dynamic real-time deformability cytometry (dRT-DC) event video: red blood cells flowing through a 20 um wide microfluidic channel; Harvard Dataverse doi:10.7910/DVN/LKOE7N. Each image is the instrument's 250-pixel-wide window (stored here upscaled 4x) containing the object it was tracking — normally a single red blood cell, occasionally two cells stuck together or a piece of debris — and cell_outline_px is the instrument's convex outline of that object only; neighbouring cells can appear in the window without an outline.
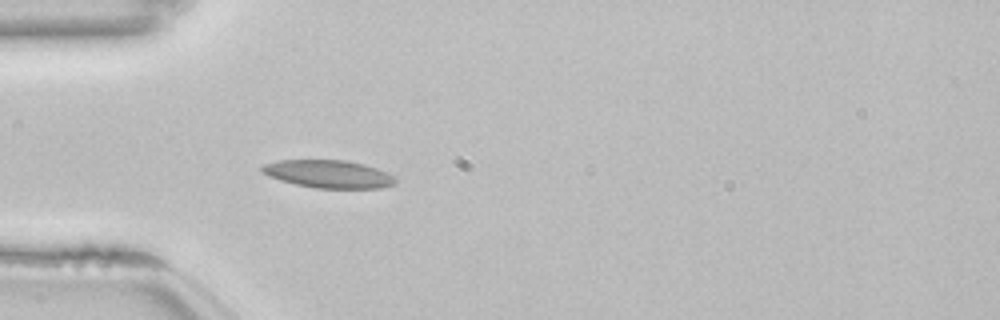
{"species": "common noctule bat (a hibernating species)", "species_latin": "Nyctalus noctula", "temperature_condition": "room temperature", "stored_images_in_passage": 35, "camera_frame_rate_fps": 3000, "um_per_image_px": 0.085, "animal": {"sex": "female", "body_mass_g": 22.7, "forearm_length_mm": 54.2}, "frame": {"image": 1, "passage_image": 6, "time_ms": 1.667, "image_size_px": [1000, 320], "cell_outline_px": [[396, 184], [380, 188], [316, 188], [296, 184], [280, 180], [268, 176], [260, 168], [264, 164], [280, 160], [344, 160], [364, 164], [388, 172], [396, 176]], "centroid_in_image_um": [27.97, 14.79], "position_along_channel_um": 57.0, "area_um2": 21.62}, "authors_computed_cell_mechanics": {"area_um2": 20.4034, "velocity_mm_per_s": 3.8317, "shape_relaxation_time_tau1_ms": 5.3616, "shape_relaxation_time_tau2_ms": 3.4832, "deformation_change_tau1": 0.1394, "deformation_change_tau2": 0.1017}}